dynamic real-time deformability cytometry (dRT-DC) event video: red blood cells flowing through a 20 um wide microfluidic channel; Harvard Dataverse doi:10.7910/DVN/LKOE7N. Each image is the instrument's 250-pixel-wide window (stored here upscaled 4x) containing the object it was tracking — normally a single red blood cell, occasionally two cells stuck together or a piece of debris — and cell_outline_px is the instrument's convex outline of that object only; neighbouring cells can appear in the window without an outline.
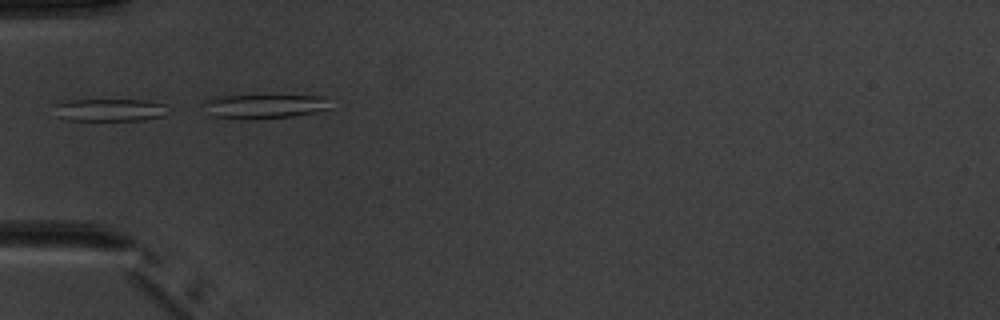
{"species": "common noctule bat (a hibernating species)", "species_latin": "Nyctalus noctula", "temperature_condition": "warm", "stored_images_in_passage": 3, "camera_frame_rate_fps": 3000, "um_per_image_px": 0.085, "animal": {"sex": "male", "body_mass_g": 20.1, "forearm_length_mm": 53.5}, "frame": {"image": 1, "passage_image": 1, "time_ms": 0.0, "image_size_px": [1000, 320], "cell_outline_px": [[172, 112], [164, 116], [144, 120], [68, 120], [60, 116], [52, 104], [68, 100], [144, 100], [164, 104]], "centroid_in_image_um": [9.4, 9.34], "position_along_channel_um": 75.6, "area_um2": 15.03}}